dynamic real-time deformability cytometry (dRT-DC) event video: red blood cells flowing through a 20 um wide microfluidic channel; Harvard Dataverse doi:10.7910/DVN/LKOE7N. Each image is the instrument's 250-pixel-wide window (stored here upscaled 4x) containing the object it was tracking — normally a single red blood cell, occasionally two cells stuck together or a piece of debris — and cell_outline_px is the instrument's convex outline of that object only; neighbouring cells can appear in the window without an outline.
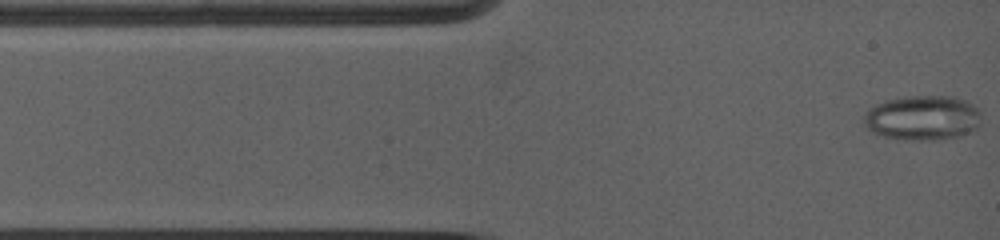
{"species": "common noctule bat (a hibernating species)", "species_latin": "Nyctalus noctula", "temperature_condition": "warm", "stored_images_in_passage": 31, "camera_frame_rate_fps": 5000, "um_per_image_px": 0.085, "animal": {"sex": "female", "body_mass_g": 19.0, "forearm_length_mm": 53.3}, "frame": {"image": 1, "passage_image": 1, "time_ms": 0.0, "image_size_px": [1000, 240], "cell_outline_px": [[980, 124], [976, 128], [960, 136], [940, 140], [904, 140], [884, 136], [872, 132], [864, 124], [864, 116], [868, 108], [876, 104], [888, 100], [908, 96], [952, 96], [964, 100], [972, 104], [980, 112]], "centroid_in_image_um": [78.42, 10.02], "position_along_channel_um": 6.6, "area_um2": 30.69}}
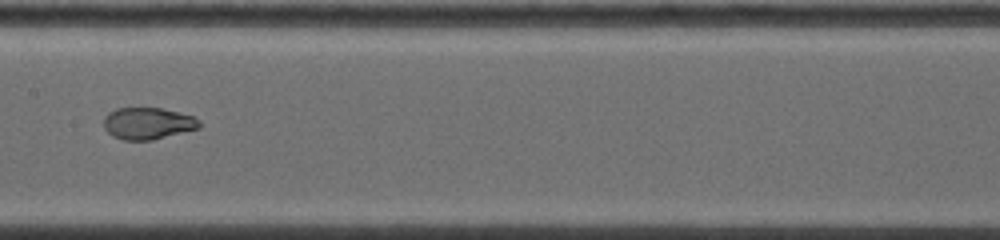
{"frame": {"image": 2, "passage_image": 16, "time_ms": 6.0, "image_size_px": [1000, 240], "cell_outline_px": [[200, 128], [152, 140], [124, 140], [112, 136], [104, 128], [104, 116], [108, 112], [116, 108], [160, 108], [192, 116], [200, 120]], "centroid_in_image_um": [12.54, 10.49], "position_along_channel_um": 194.9, "area_um2": 17.69}}
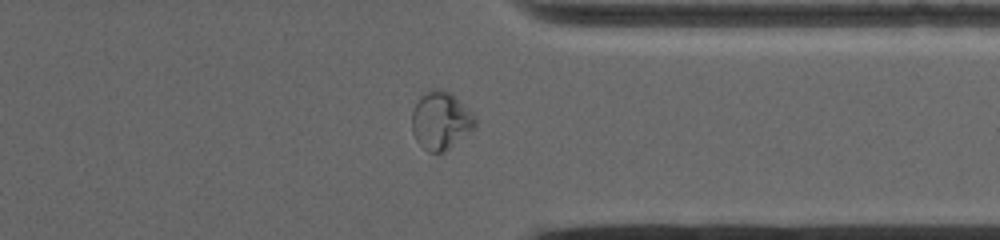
{"frame": {"image": 3, "passage_image": 28, "time_ms": 10.6, "image_size_px": [1000, 240], "cell_outline_px": [[476, 128], [444, 152], [428, 152], [416, 140], [412, 132], [412, 112], [416, 104], [432, 88], [440, 88], [448, 92], [472, 112], [476, 116]], "centroid_in_image_um": [37.49, 10.28], "position_along_channel_um": 373.9, "area_um2": 21.04}}